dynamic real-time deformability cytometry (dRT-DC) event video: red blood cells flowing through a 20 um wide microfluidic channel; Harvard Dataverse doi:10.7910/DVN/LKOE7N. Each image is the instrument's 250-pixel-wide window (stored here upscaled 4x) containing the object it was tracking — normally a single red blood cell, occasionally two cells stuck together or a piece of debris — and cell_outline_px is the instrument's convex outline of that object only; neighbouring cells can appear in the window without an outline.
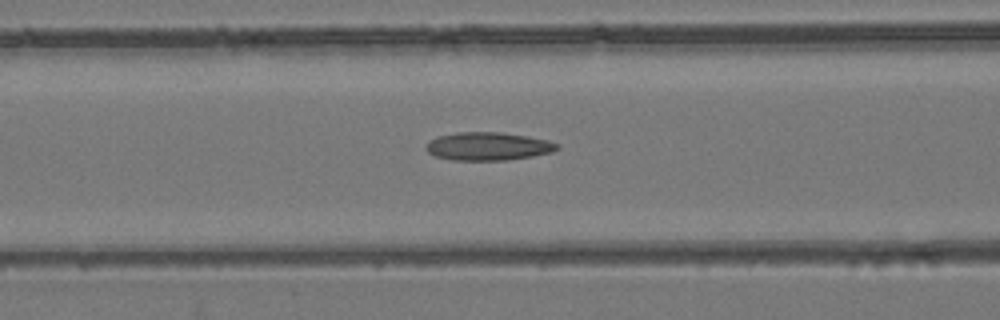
{"species": "common noctule bat (a hibernating species)", "species_latin": "Nyctalus noctula", "temperature_condition": "room temperature", "stored_images_in_passage": 45, "camera_frame_rate_fps": 3000, "um_per_image_px": 0.085, "animal": {"sex": "female", "body_mass_g": 24.6, "forearm_length_mm": 56.2}, "frame": {"image": 1, "passage_image": 14, "time_ms": 4.333, "image_size_px": [1000, 320], "cell_outline_px": [[560, 148], [552, 152], [532, 156], [508, 160], [452, 160], [436, 156], [428, 152], [424, 148], [436, 136], [456, 132], [504, 132], [548, 140], [560, 144]], "centroid_in_image_um": [41.51, 12.43], "position_along_channel_um": 125.1, "area_um2": 21.56}}
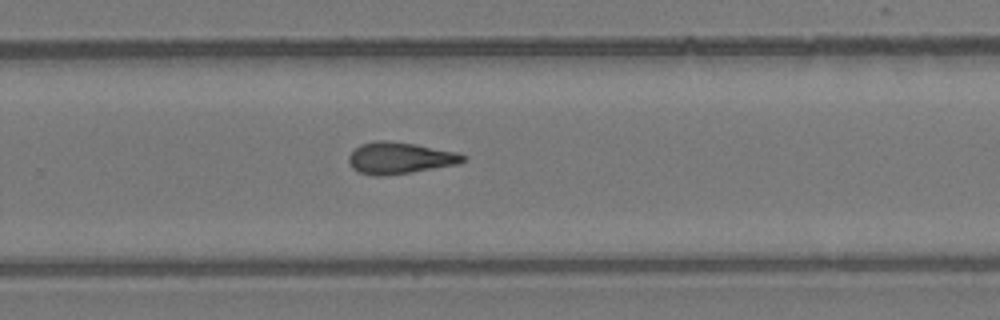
{"frame": {"image": 2, "passage_image": 27, "time_ms": 8.667, "image_size_px": [1000, 320], "cell_outline_px": [[468, 156], [460, 164], [384, 176], [372, 176], [360, 172], [352, 168], [348, 160], [348, 156], [360, 144], [376, 140], [384, 140], [416, 144], [460, 152]], "centroid_in_image_um": [34.01, 13.42], "position_along_channel_um": 295.8, "area_um2": 21.21}}
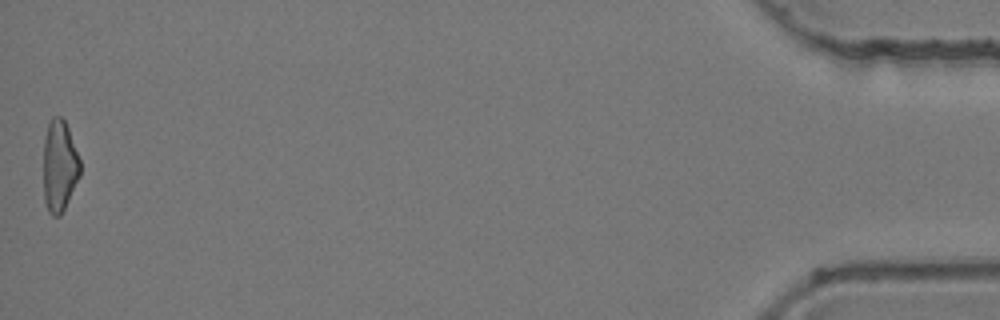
{"frame": {"image": 3, "passage_image": 45, "time_ms": 14.667, "image_size_px": [1000, 320], "cell_outline_px": [[80, 176], [60, 216], [52, 216], [48, 212], [44, 200], [44, 140], [48, 120], [52, 116], [60, 116], [64, 120], [68, 128], [80, 160]], "centroid_in_image_um": [5.04, 14.09], "position_along_channel_um": 430.2, "area_um2": 19.59}, "authors_computed_cell_mechanics": {"area_um2": 20.519, "velocity_mm_per_s": 3.9441, "shape_relaxation_time_tau1_ms": null, "shape_relaxation_time_tau2_ms": 4.8683, "deformation_change_tau1": null, "deformation_change_tau2": 0.1778}}